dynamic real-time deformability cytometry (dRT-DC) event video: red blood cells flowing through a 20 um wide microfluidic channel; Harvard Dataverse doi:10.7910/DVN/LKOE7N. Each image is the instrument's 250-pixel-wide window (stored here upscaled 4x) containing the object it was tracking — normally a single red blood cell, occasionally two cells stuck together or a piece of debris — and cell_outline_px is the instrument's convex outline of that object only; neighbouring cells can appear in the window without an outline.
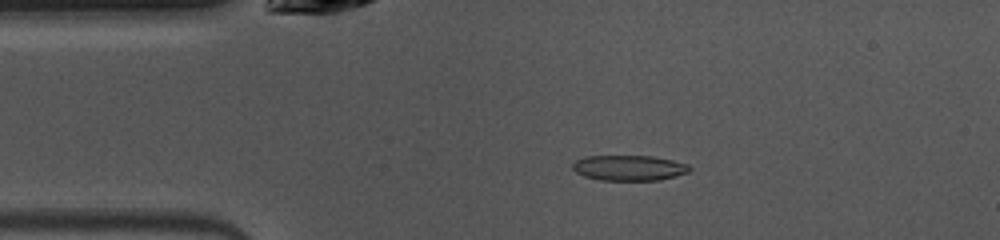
{"species": "common noctule bat (a hibernating species)", "species_latin": "Nyctalus noctula", "temperature_condition": "warm", "stored_images_in_passage": 43, "camera_frame_rate_fps": 3000, "um_per_image_px": 0.085, "animal": {"sex": "female", "body_mass_g": 10.0, "forearm_length_mm": 53.1}, "frame": {"image": 1, "passage_image": 4, "time_ms": 1.0, "image_size_px": [1000, 240], "cell_outline_px": [[692, 168], [688, 172], [676, 176], [660, 180], [600, 180], [584, 176], [576, 172], [572, 168], [572, 164], [576, 160], [588, 156], [652, 156], [672, 160], [688, 164]], "centroid_in_image_um": [53.48, 14.27], "position_along_channel_um": 31.5, "area_um2": 17.28}}
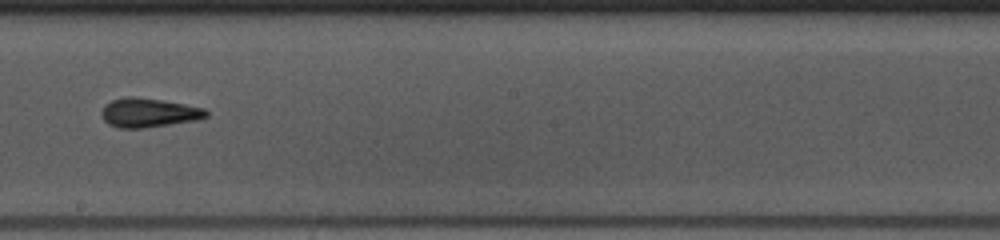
{"frame": {"image": 2, "passage_image": 21, "time_ms": 6.667, "image_size_px": [1000, 240], "cell_outline_px": [[208, 116], [200, 120], [144, 128], [120, 128], [108, 124], [100, 116], [100, 112], [104, 104], [112, 100], [124, 96], [136, 96], [184, 104], [204, 108], [208, 112]], "centroid_in_image_um": [12.61, 9.58], "position_along_channel_um": 235.6, "area_um2": 18.03}}
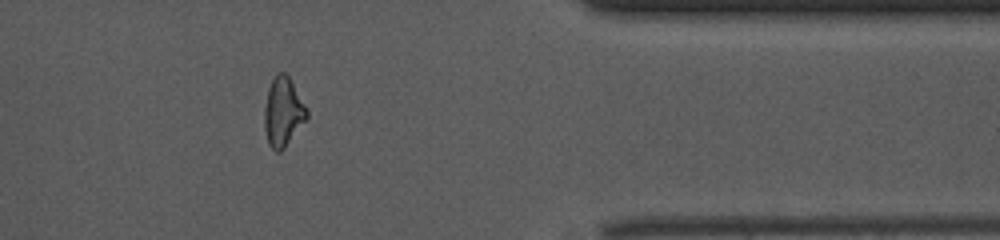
{"frame": {"image": 3, "passage_image": 34, "time_ms": 11.0, "image_size_px": [1000, 240], "cell_outline_px": [[308, 116], [284, 148], [280, 152], [276, 152], [268, 144], [264, 128], [264, 108], [268, 88], [276, 72], [284, 72], [288, 76], [304, 104], [308, 112]], "centroid_in_image_um": [24.03, 9.52], "position_along_channel_um": 387.4, "area_um2": 16.82}, "authors_computed_cell_mechanics": {"area_um2": 17.1088, "velocity_mm_per_s": 4.0306, "shape_relaxation_time_tau1_ms": 6.405, "shape_relaxation_time_tau2_ms": 2.4957, "deformation_change_tau1": 0.1958, "deformation_change_tau2": 0.1094}}